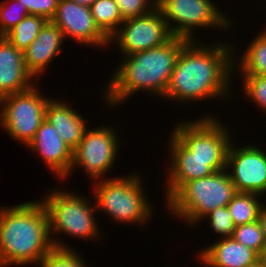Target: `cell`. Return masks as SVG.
Returning a JSON list of instances; mask_svg holds the SVG:
<instances>
[{"mask_svg":"<svg viewBox=\"0 0 266 267\" xmlns=\"http://www.w3.org/2000/svg\"><path fill=\"white\" fill-rule=\"evenodd\" d=\"M200 42L187 41L183 45L163 99L180 105L218 97L219 101L231 98L230 80L234 76L237 47L229 42L214 41L211 45Z\"/></svg>","mask_w":266,"mask_h":267,"instance_id":"obj_1","label":"cell"},{"mask_svg":"<svg viewBox=\"0 0 266 267\" xmlns=\"http://www.w3.org/2000/svg\"><path fill=\"white\" fill-rule=\"evenodd\" d=\"M187 41L173 36L162 46L121 56L122 63L115 68L101 93L106 105L115 108L141 91L163 98L178 55Z\"/></svg>","mask_w":266,"mask_h":267,"instance_id":"obj_2","label":"cell"},{"mask_svg":"<svg viewBox=\"0 0 266 267\" xmlns=\"http://www.w3.org/2000/svg\"><path fill=\"white\" fill-rule=\"evenodd\" d=\"M53 249L41 198L0 207V267L38 265Z\"/></svg>","mask_w":266,"mask_h":267,"instance_id":"obj_3","label":"cell"},{"mask_svg":"<svg viewBox=\"0 0 266 267\" xmlns=\"http://www.w3.org/2000/svg\"><path fill=\"white\" fill-rule=\"evenodd\" d=\"M61 189V190H60ZM57 188L50 190L41 201L47 210L50 236L56 249H72L65 242L57 239L59 233H64L80 240L85 238L92 241L101 237L96 217L94 199L75 194V191ZM92 201V202H91ZM93 204V205H92ZM56 239H54V237Z\"/></svg>","mask_w":266,"mask_h":267,"instance_id":"obj_4","label":"cell"},{"mask_svg":"<svg viewBox=\"0 0 266 267\" xmlns=\"http://www.w3.org/2000/svg\"><path fill=\"white\" fill-rule=\"evenodd\" d=\"M236 193L226 169L184 183L166 202L170 215L188 226L202 223L216 208L226 207Z\"/></svg>","mask_w":266,"mask_h":267,"instance_id":"obj_5","label":"cell"},{"mask_svg":"<svg viewBox=\"0 0 266 267\" xmlns=\"http://www.w3.org/2000/svg\"><path fill=\"white\" fill-rule=\"evenodd\" d=\"M138 174L93 182L95 185L91 199H94L96 210L105 212L115 223L149 225L148 220L152 219L153 213L152 202L147 199L143 185L145 182Z\"/></svg>","mask_w":266,"mask_h":267,"instance_id":"obj_6","label":"cell"},{"mask_svg":"<svg viewBox=\"0 0 266 267\" xmlns=\"http://www.w3.org/2000/svg\"><path fill=\"white\" fill-rule=\"evenodd\" d=\"M203 116L180 121L171 131L196 157L211 159V168L218 172L226 169L227 151L233 138L229 126L221 119L211 114Z\"/></svg>","mask_w":266,"mask_h":267,"instance_id":"obj_7","label":"cell"},{"mask_svg":"<svg viewBox=\"0 0 266 267\" xmlns=\"http://www.w3.org/2000/svg\"><path fill=\"white\" fill-rule=\"evenodd\" d=\"M156 7L161 11L172 36L188 41L195 40L197 28L227 31L232 26L230 16L223 13L213 0H157Z\"/></svg>","mask_w":266,"mask_h":267,"instance_id":"obj_8","label":"cell"},{"mask_svg":"<svg viewBox=\"0 0 266 267\" xmlns=\"http://www.w3.org/2000/svg\"><path fill=\"white\" fill-rule=\"evenodd\" d=\"M39 91L36 83L25 91L0 98V126L13 140L25 146L34 139L51 99Z\"/></svg>","mask_w":266,"mask_h":267,"instance_id":"obj_9","label":"cell"},{"mask_svg":"<svg viewBox=\"0 0 266 267\" xmlns=\"http://www.w3.org/2000/svg\"><path fill=\"white\" fill-rule=\"evenodd\" d=\"M100 126L87 128L82 140L73 150V163L69 172L82 168L89 179H104L105 174L113 168L119 153V137L115 128ZM74 169V170H73Z\"/></svg>","mask_w":266,"mask_h":267,"instance_id":"obj_10","label":"cell"},{"mask_svg":"<svg viewBox=\"0 0 266 267\" xmlns=\"http://www.w3.org/2000/svg\"><path fill=\"white\" fill-rule=\"evenodd\" d=\"M121 26L109 38L110 44H117L121 56L162 46L173 37L157 7L145 15L125 19Z\"/></svg>","mask_w":266,"mask_h":267,"instance_id":"obj_11","label":"cell"},{"mask_svg":"<svg viewBox=\"0 0 266 267\" xmlns=\"http://www.w3.org/2000/svg\"><path fill=\"white\" fill-rule=\"evenodd\" d=\"M232 141L226 157V170L236 192L266 194V153L258 145L238 147ZM229 170V171H228Z\"/></svg>","mask_w":266,"mask_h":267,"instance_id":"obj_12","label":"cell"},{"mask_svg":"<svg viewBox=\"0 0 266 267\" xmlns=\"http://www.w3.org/2000/svg\"><path fill=\"white\" fill-rule=\"evenodd\" d=\"M51 22L61 29L65 38L70 37L81 45L102 49L110 46L109 38L96 25L88 6L59 0Z\"/></svg>","mask_w":266,"mask_h":267,"instance_id":"obj_13","label":"cell"},{"mask_svg":"<svg viewBox=\"0 0 266 267\" xmlns=\"http://www.w3.org/2000/svg\"><path fill=\"white\" fill-rule=\"evenodd\" d=\"M169 136L167 150L170 164L165 182V203L184 183L215 173L211 168V159L196 157L173 133H169Z\"/></svg>","mask_w":266,"mask_h":267,"instance_id":"obj_14","label":"cell"},{"mask_svg":"<svg viewBox=\"0 0 266 267\" xmlns=\"http://www.w3.org/2000/svg\"><path fill=\"white\" fill-rule=\"evenodd\" d=\"M26 147L38 154L60 181L69 177L73 150L62 140L55 127L45 119L36 131L34 139Z\"/></svg>","mask_w":266,"mask_h":267,"instance_id":"obj_15","label":"cell"},{"mask_svg":"<svg viewBox=\"0 0 266 267\" xmlns=\"http://www.w3.org/2000/svg\"><path fill=\"white\" fill-rule=\"evenodd\" d=\"M63 40L65 37L61 29L47 21L36 39L24 50L25 66L34 79H40L42 73L44 75L48 70L50 62L62 52Z\"/></svg>","mask_w":266,"mask_h":267,"instance_id":"obj_16","label":"cell"},{"mask_svg":"<svg viewBox=\"0 0 266 267\" xmlns=\"http://www.w3.org/2000/svg\"><path fill=\"white\" fill-rule=\"evenodd\" d=\"M32 80L35 79L25 66L23 51L0 36V98L29 89L36 84Z\"/></svg>","mask_w":266,"mask_h":267,"instance_id":"obj_17","label":"cell"},{"mask_svg":"<svg viewBox=\"0 0 266 267\" xmlns=\"http://www.w3.org/2000/svg\"><path fill=\"white\" fill-rule=\"evenodd\" d=\"M197 256L199 263L206 267H247L262 263L261 256L256 251L233 238H220L214 244L199 250Z\"/></svg>","mask_w":266,"mask_h":267,"instance_id":"obj_18","label":"cell"},{"mask_svg":"<svg viewBox=\"0 0 266 267\" xmlns=\"http://www.w3.org/2000/svg\"><path fill=\"white\" fill-rule=\"evenodd\" d=\"M73 107L51 98L45 109V120L55 127L56 132L72 150L78 146L88 128V120Z\"/></svg>","mask_w":266,"mask_h":267,"instance_id":"obj_19","label":"cell"},{"mask_svg":"<svg viewBox=\"0 0 266 267\" xmlns=\"http://www.w3.org/2000/svg\"><path fill=\"white\" fill-rule=\"evenodd\" d=\"M254 37L240 59L234 57V74L239 70L241 76H266V29Z\"/></svg>","mask_w":266,"mask_h":267,"instance_id":"obj_20","label":"cell"},{"mask_svg":"<svg viewBox=\"0 0 266 267\" xmlns=\"http://www.w3.org/2000/svg\"><path fill=\"white\" fill-rule=\"evenodd\" d=\"M261 196L254 193L236 192L227 205L235 226L244 225L259 219L260 211L265 205Z\"/></svg>","mask_w":266,"mask_h":267,"instance_id":"obj_21","label":"cell"},{"mask_svg":"<svg viewBox=\"0 0 266 267\" xmlns=\"http://www.w3.org/2000/svg\"><path fill=\"white\" fill-rule=\"evenodd\" d=\"M90 10L96 25L108 38L124 22L115 0H98L90 6Z\"/></svg>","mask_w":266,"mask_h":267,"instance_id":"obj_22","label":"cell"},{"mask_svg":"<svg viewBox=\"0 0 266 267\" xmlns=\"http://www.w3.org/2000/svg\"><path fill=\"white\" fill-rule=\"evenodd\" d=\"M47 21L40 16L29 15L12 28L5 37L19 50L23 51L36 39Z\"/></svg>","mask_w":266,"mask_h":267,"instance_id":"obj_23","label":"cell"},{"mask_svg":"<svg viewBox=\"0 0 266 267\" xmlns=\"http://www.w3.org/2000/svg\"><path fill=\"white\" fill-rule=\"evenodd\" d=\"M232 238L253 249L260 256L266 249V240L259 220L244 225L235 226Z\"/></svg>","mask_w":266,"mask_h":267,"instance_id":"obj_24","label":"cell"},{"mask_svg":"<svg viewBox=\"0 0 266 267\" xmlns=\"http://www.w3.org/2000/svg\"><path fill=\"white\" fill-rule=\"evenodd\" d=\"M29 15L26 7L18 0H3L0 2V36H5Z\"/></svg>","mask_w":266,"mask_h":267,"instance_id":"obj_25","label":"cell"},{"mask_svg":"<svg viewBox=\"0 0 266 267\" xmlns=\"http://www.w3.org/2000/svg\"><path fill=\"white\" fill-rule=\"evenodd\" d=\"M80 253L74 249H56L50 251L37 266L41 267H87Z\"/></svg>","mask_w":266,"mask_h":267,"instance_id":"obj_26","label":"cell"},{"mask_svg":"<svg viewBox=\"0 0 266 267\" xmlns=\"http://www.w3.org/2000/svg\"><path fill=\"white\" fill-rule=\"evenodd\" d=\"M207 218L208 227L217 233L221 238H232L235 225L233 223L231 214L226 207L216 208L208 213L203 219Z\"/></svg>","mask_w":266,"mask_h":267,"instance_id":"obj_27","label":"cell"},{"mask_svg":"<svg viewBox=\"0 0 266 267\" xmlns=\"http://www.w3.org/2000/svg\"><path fill=\"white\" fill-rule=\"evenodd\" d=\"M242 77L244 95L266 112V76Z\"/></svg>","mask_w":266,"mask_h":267,"instance_id":"obj_28","label":"cell"},{"mask_svg":"<svg viewBox=\"0 0 266 267\" xmlns=\"http://www.w3.org/2000/svg\"><path fill=\"white\" fill-rule=\"evenodd\" d=\"M157 0H115L122 18L138 17L156 8Z\"/></svg>","mask_w":266,"mask_h":267,"instance_id":"obj_29","label":"cell"},{"mask_svg":"<svg viewBox=\"0 0 266 267\" xmlns=\"http://www.w3.org/2000/svg\"><path fill=\"white\" fill-rule=\"evenodd\" d=\"M21 2L30 15L43 17L51 21L54 17L59 0H18Z\"/></svg>","mask_w":266,"mask_h":267,"instance_id":"obj_30","label":"cell"},{"mask_svg":"<svg viewBox=\"0 0 266 267\" xmlns=\"http://www.w3.org/2000/svg\"><path fill=\"white\" fill-rule=\"evenodd\" d=\"M258 220L261 224L262 231L266 240V204L262 207Z\"/></svg>","mask_w":266,"mask_h":267,"instance_id":"obj_31","label":"cell"},{"mask_svg":"<svg viewBox=\"0 0 266 267\" xmlns=\"http://www.w3.org/2000/svg\"><path fill=\"white\" fill-rule=\"evenodd\" d=\"M70 1L75 2V3L79 4V5H84V6L90 7L91 5H93L98 0H70Z\"/></svg>","mask_w":266,"mask_h":267,"instance_id":"obj_32","label":"cell"},{"mask_svg":"<svg viewBox=\"0 0 266 267\" xmlns=\"http://www.w3.org/2000/svg\"><path fill=\"white\" fill-rule=\"evenodd\" d=\"M261 261H262L263 267H266V249L264 250V253L261 256Z\"/></svg>","mask_w":266,"mask_h":267,"instance_id":"obj_33","label":"cell"},{"mask_svg":"<svg viewBox=\"0 0 266 267\" xmlns=\"http://www.w3.org/2000/svg\"><path fill=\"white\" fill-rule=\"evenodd\" d=\"M247 267H263V264L262 263H255V264H252V265L247 266Z\"/></svg>","mask_w":266,"mask_h":267,"instance_id":"obj_34","label":"cell"}]
</instances>
